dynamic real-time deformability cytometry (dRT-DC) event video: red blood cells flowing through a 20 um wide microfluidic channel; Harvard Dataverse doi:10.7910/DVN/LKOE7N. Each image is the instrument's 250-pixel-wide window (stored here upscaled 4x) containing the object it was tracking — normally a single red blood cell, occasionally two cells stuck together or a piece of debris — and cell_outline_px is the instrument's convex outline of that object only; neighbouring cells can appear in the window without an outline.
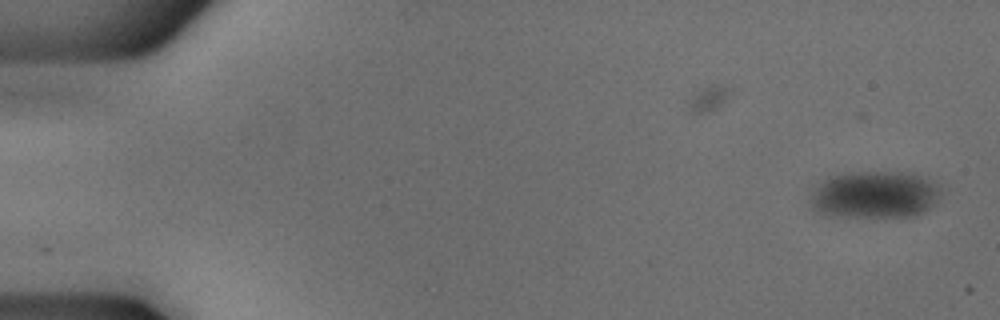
{"species": "common noctule bat (a hibernating species)", "species_latin": "Nyctalus noctula", "temperature_condition": "cold", "stored_images_in_passage": 52, "camera_frame_rate_fps": 3000, "um_per_image_px": 0.085, "animal": {"sex": "male", "body_mass_g": 18.8}, "frame": {"image": 1, "passage_image": 1, "time_ms": 0.0, "image_size_px": [1000, 320], "cell_outline_px": [[940, 196], [924, 212], [916, 216], [876, 220], [820, 216], [812, 208], [812, 192], [828, 176], [856, 172], [912, 172], [940, 184]], "centroid_in_image_um": [74.35, 16.62], "position_along_channel_um": 10.7, "area_um2": 37.34}}
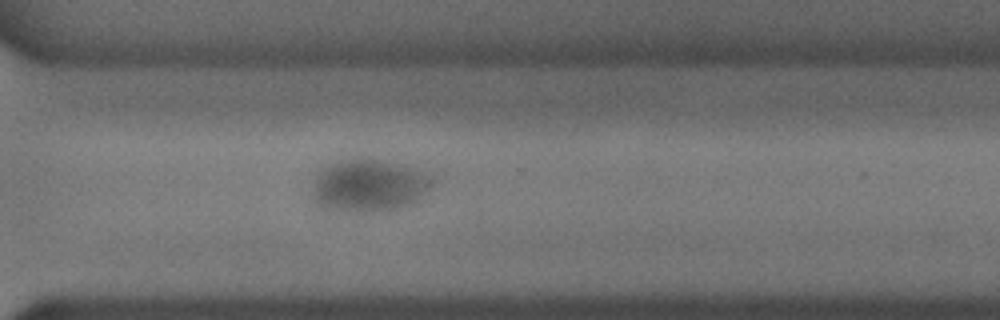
{"frame": {"image": 2, "passage_image": 38, "time_ms": 12.333, "image_size_px": [1000, 320], "cell_outline_px": [[432, 184], [428, 192], [416, 200], [408, 204], [396, 208], [368, 212], [336, 212], [320, 208], [312, 200], [312, 188], [316, 176], [320, 168], [332, 160], [376, 160], [408, 164], [432, 176]], "centroid_in_image_um": [31.29, 15.78], "position_along_channel_um": 339.3, "area_um2": 37.28}}